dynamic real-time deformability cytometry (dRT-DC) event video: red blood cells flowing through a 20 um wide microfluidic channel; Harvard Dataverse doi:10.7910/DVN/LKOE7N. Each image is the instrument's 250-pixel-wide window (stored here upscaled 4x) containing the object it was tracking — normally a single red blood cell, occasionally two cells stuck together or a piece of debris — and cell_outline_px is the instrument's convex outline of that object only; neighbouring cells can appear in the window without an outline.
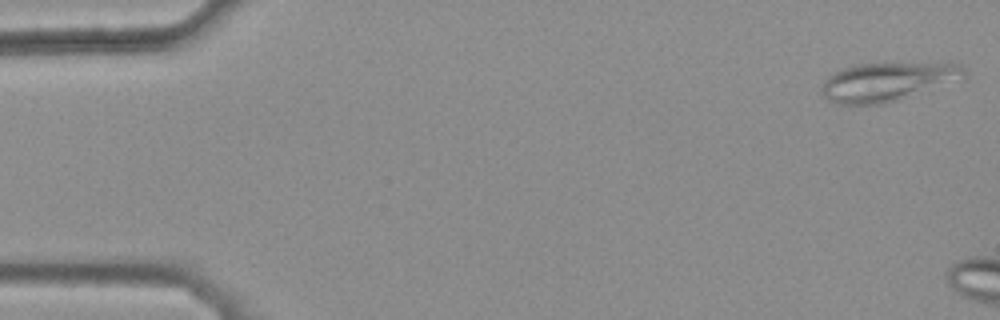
{"species": "common noctule bat (a hibernating species)", "species_latin": "Nyctalus noctula", "temperature_condition": "warm", "stored_images_in_passage": 5, "camera_frame_rate_fps": 3000, "um_per_image_px": 0.085, "animal": {"sex": "female", "body_mass_g": 25.1}, "frame": {"image": 1, "passage_image": 1, "time_ms": 0.0, "image_size_px": [1000, 320], "cell_outline_px": [[968, 80], [884, 104], [832, 104], [824, 96], [820, 88], [824, 80], [828, 76], [840, 68], [852, 64], [880, 60], [896, 60], [960, 64], [968, 72]], "centroid_in_image_um": [75.54, 6.88], "position_along_channel_um": 9.5, "area_um2": 34.62}}